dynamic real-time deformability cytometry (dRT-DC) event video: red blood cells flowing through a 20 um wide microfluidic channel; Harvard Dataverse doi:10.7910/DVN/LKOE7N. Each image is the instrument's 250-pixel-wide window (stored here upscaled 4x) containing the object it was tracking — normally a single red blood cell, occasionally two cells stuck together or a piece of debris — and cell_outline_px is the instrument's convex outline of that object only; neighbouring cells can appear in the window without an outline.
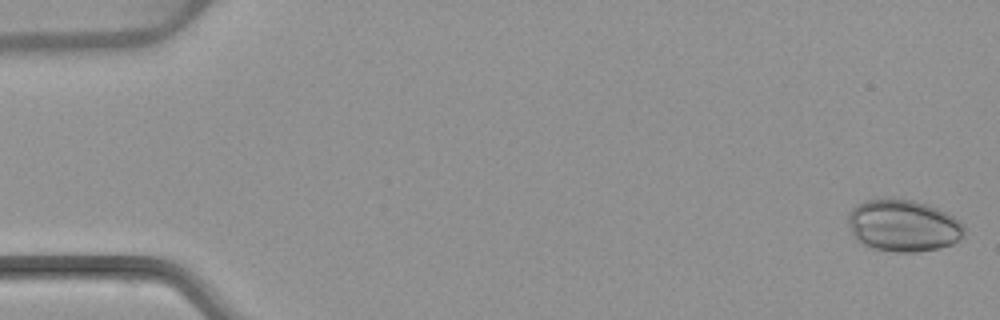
{"species": "common noctule bat (a hibernating species)", "species_latin": "Nyctalus noctula", "temperature_condition": "warm", "stored_images_in_passage": 4, "camera_frame_rate_fps": 3000, "um_per_image_px": 0.085, "animal": {"sex": "female", "body_mass_g": 22.7, "forearm_length_mm": 54.2}, "frame": {"image": 1, "passage_image": 1, "time_ms": 0.0, "image_size_px": [1000, 320], "cell_outline_px": [[964, 232], [952, 244], [940, 248], [916, 252], [896, 252], [876, 248], [864, 244], [856, 240], [848, 224], [848, 212], [856, 204], [864, 200], [892, 196], [912, 200], [928, 204], [952, 216], [964, 224]], "centroid_in_image_um": [76.73, 19.14], "position_along_channel_um": 8.3, "area_um2": 35.37}}